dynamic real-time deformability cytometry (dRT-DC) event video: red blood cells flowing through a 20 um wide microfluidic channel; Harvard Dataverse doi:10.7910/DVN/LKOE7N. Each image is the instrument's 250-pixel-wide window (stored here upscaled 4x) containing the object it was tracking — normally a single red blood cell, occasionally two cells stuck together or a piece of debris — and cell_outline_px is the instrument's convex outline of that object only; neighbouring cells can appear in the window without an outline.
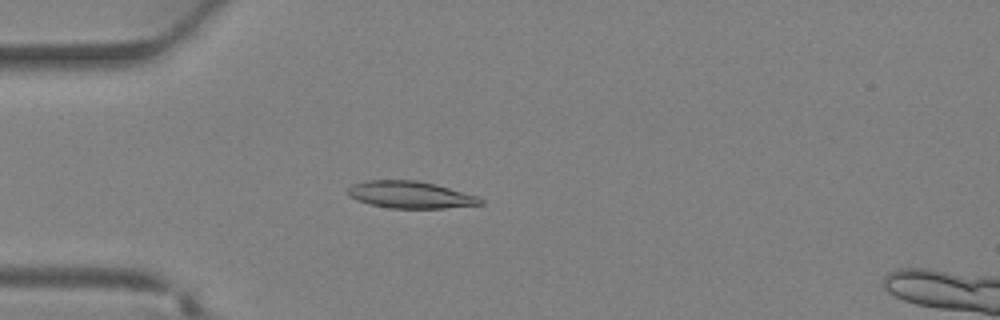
{"species": "Egyptian fruit bat (a non-hibernating species)", "species_latin": "Rousettus aegyptiacus", "temperature_condition": "warm", "stored_images_in_passage": 37, "camera_frame_rate_fps": 3000, "um_per_image_px": 0.085, "animal": {"sex": "female"}, "frame": {"image": 1, "passage_image": 10, "time_ms": 3.0, "image_size_px": [1000, 320], "cell_outline_px": [[484, 204], [444, 208], [388, 208], [356, 200], [348, 196], [348, 188], [352, 184], [368, 180], [416, 180], [436, 184], [476, 196], [484, 200]], "centroid_in_image_um": [34.86, 16.55], "position_along_channel_um": 50.1, "area_um2": 20.81}}
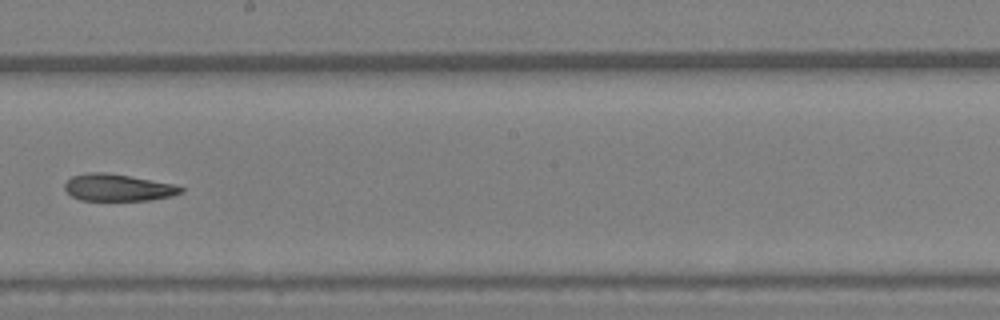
{"frame": {"image": 2, "passage_image": 21, "time_ms": 6.667, "image_size_px": [1000, 320], "cell_outline_px": [[184, 192], [172, 196], [152, 200], [80, 200], [72, 196], [64, 188], [64, 184], [72, 176], [88, 172], [104, 172], [176, 184], [184, 188]], "centroid_in_image_um": [10.05, 15.94], "position_along_channel_um": 238.1, "area_um2": 18.26}}
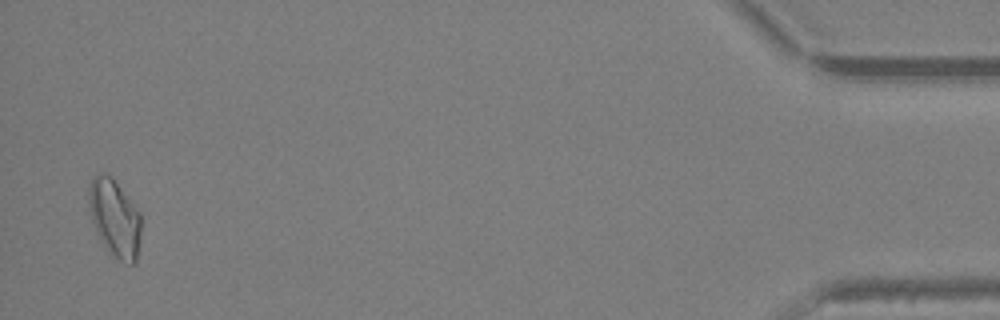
{"frame": {"image": 3, "passage_image": 36, "time_ms": 11.667, "image_size_px": [1000, 320], "cell_outline_px": [[140, 236], [136, 260], [132, 264], [120, 260], [112, 256], [100, 240], [96, 232], [92, 220], [88, 200], [88, 188], [92, 180], [96, 176], [112, 176], [140, 212]], "centroid_in_image_um": [9.75, 18.56], "position_along_channel_um": 425.4, "area_um2": 23.24}}